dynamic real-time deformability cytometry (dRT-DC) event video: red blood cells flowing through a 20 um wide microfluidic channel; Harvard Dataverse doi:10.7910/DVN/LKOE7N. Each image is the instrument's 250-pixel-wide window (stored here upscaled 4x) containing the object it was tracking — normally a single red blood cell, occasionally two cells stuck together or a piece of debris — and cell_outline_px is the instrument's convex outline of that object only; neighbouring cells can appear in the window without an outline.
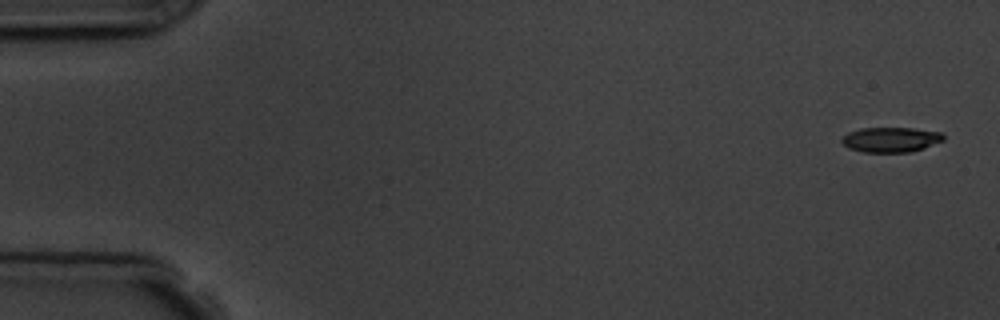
{"species": "common noctule bat (a hibernating species)", "species_latin": "Nyctalus noctula", "temperature_condition": "room temperature", "stored_images_in_passage": 7, "camera_frame_rate_fps": 3000, "um_per_image_px": 0.085, "animal": {"sex": "male", "body_mass_g": 19.5, "forearm_length_mm": 54.6}, "frame": {"image": 1, "passage_image": 1, "time_ms": 0.0, "image_size_px": [1000, 320], "cell_outline_px": [[944, 140], [924, 148], [912, 152], [864, 152], [848, 148], [840, 140], [848, 132], [860, 128], [912, 128], [940, 132], [944, 136]], "centroid_in_image_um": [75.71, 11.87], "position_along_channel_um": 9.3, "area_um2": 14.8}}